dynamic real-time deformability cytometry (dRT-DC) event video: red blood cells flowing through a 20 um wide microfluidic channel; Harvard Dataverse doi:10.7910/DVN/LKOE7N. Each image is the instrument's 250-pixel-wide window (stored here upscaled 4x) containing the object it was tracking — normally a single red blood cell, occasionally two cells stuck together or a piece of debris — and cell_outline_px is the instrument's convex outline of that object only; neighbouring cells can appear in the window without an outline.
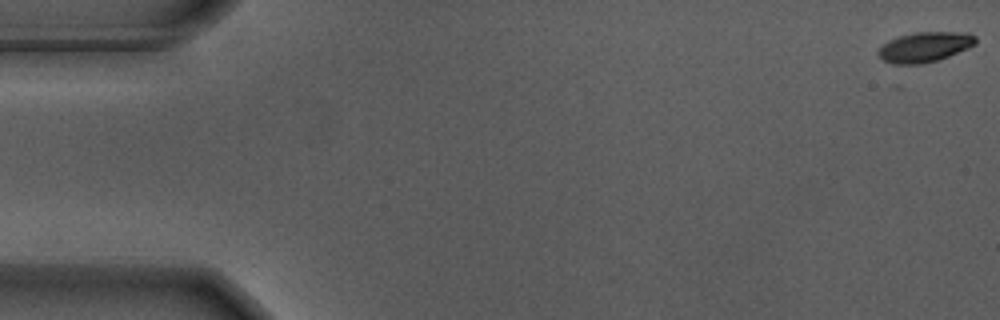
{"species": "Egyptian fruit bat (a non-hibernating species)", "species_latin": "Rousettus aegyptiacus", "temperature_condition": "warm", "stored_images_in_passage": 57, "camera_frame_rate_fps": 3000, "um_per_image_px": 0.085, "animal": {"sex": "male"}, "frame": {"image": 1, "passage_image": 1, "time_ms": 0.0, "image_size_px": [1000, 320], "cell_outline_px": [[976, 44], [968, 48], [948, 56], [924, 64], [892, 64], [884, 60], [876, 52], [888, 40], [912, 32], [968, 32], [976, 36]], "centroid_in_image_um": [78.61, 3.98], "position_along_channel_um": 6.4, "area_um2": 17.05}}
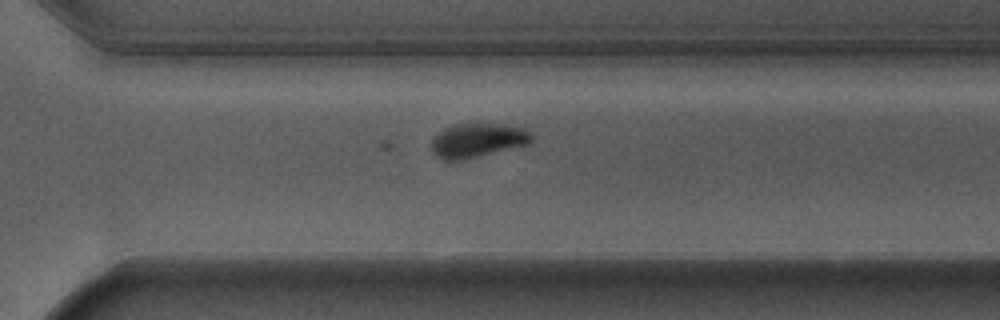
{"frame": {"image": 2, "passage_image": 40, "time_ms": 13.0, "image_size_px": [1000, 320], "cell_outline_px": [[532, 140], [528, 144], [460, 160], [444, 160], [436, 156], [432, 152], [432, 136], [436, 132], [452, 124], [504, 124], [524, 128], [532, 136]], "centroid_in_image_um": [40.53, 11.91], "position_along_channel_um": 330.1, "area_um2": 19.77}}
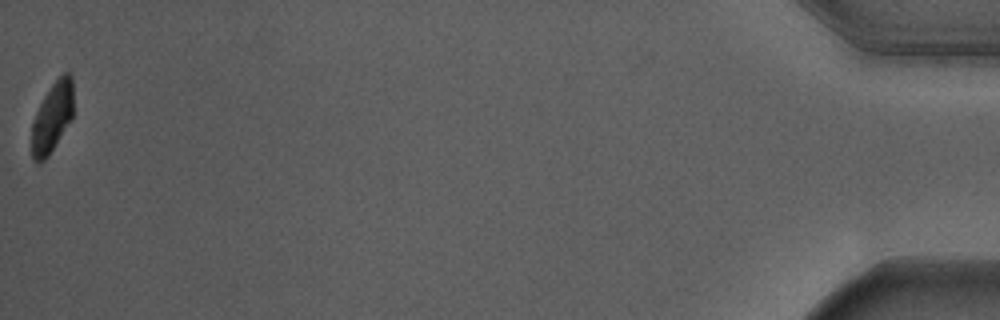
{"frame": {"image": 3, "passage_image": 57, "time_ms": 18.667, "image_size_px": [1000, 320], "cell_outline_px": [[72, 116], [48, 156], [44, 160], [36, 160], [32, 156], [32, 124], [36, 112], [44, 96], [52, 84], [64, 72], [68, 72], [72, 76]], "centroid_in_image_um": [4.43, 9.92], "position_along_channel_um": 430.8, "area_um2": 16.36}}